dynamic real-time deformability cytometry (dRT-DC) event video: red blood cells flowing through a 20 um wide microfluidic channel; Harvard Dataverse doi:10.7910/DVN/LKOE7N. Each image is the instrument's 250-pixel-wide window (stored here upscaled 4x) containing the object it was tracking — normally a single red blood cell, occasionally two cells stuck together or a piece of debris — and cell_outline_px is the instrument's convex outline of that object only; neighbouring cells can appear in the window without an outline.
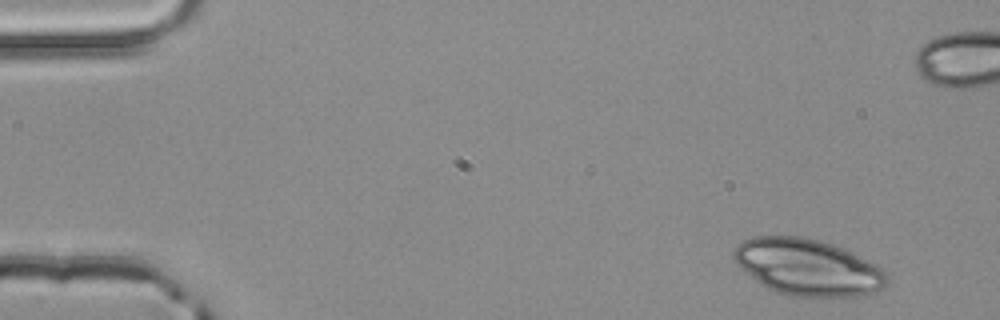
{"species": "common noctule bat (a hibernating species)", "species_latin": "Nyctalus noctula", "temperature_condition": "room temperature", "stored_images_in_passage": 4, "camera_frame_rate_fps": 3000, "um_per_image_px": 0.085, "animal": {"sex": "male", "body_mass_g": 20.4}, "frame": {"image": 1, "passage_image": 1, "time_ms": 0.0, "image_size_px": [1000, 320], "cell_outline_px": [[888, 284], [884, 288], [872, 292], [856, 296], [788, 296], [776, 292], [768, 288], [756, 280], [736, 264], [732, 260], [732, 252], [736, 244], [752, 236], [804, 236], [820, 240], [844, 248], [884, 268], [888, 276]], "centroid_in_image_um": [68.65, 22.7], "position_along_channel_um": 16.3, "area_um2": 50.75}}